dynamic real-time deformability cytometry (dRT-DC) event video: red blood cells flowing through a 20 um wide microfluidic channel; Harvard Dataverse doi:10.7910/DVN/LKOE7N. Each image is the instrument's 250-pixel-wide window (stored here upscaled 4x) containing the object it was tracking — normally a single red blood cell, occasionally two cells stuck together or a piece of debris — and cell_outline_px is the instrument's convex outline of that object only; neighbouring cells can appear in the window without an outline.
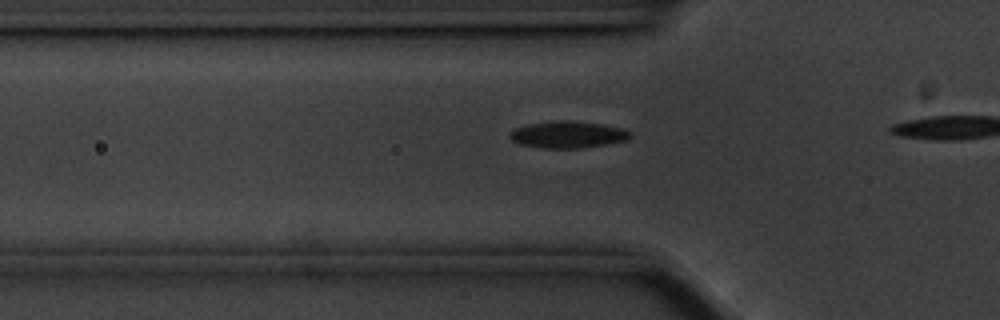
{"species": "common noctule bat (a hibernating species)", "species_latin": "Nyctalus noctula", "temperature_condition": "cold", "stored_images_in_passage": 14, "camera_frame_rate_fps": 3000, "um_per_image_px": 0.085, "animal": {"sex": "male", "body_mass_g": 20.1, "forearm_length_mm": 53.5}, "frame": {"image": 1, "passage_image": 8, "time_ms": 2.333, "image_size_px": [1000, 320], "cell_outline_px": [[632, 136], [628, 140], [608, 144], [580, 148], [540, 148], [520, 144], [512, 140], [508, 136], [516, 128], [528, 124], [556, 120], [568, 120], [600, 124], [620, 128], [632, 132]], "centroid_in_image_um": [48.28, 11.44], "position_along_channel_um": 77.5, "area_um2": 18.79}}